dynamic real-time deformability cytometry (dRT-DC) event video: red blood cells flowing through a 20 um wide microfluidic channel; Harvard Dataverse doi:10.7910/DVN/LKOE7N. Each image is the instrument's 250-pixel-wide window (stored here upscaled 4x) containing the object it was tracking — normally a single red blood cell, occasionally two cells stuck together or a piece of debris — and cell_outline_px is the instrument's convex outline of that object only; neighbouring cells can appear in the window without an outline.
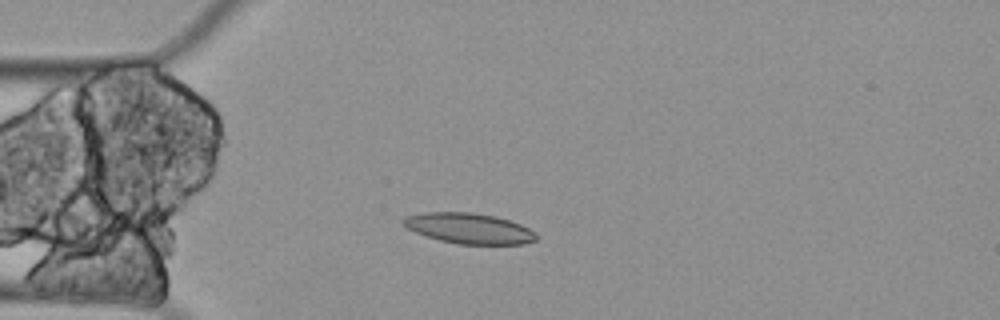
{"species": "Egyptian fruit bat (a non-hibernating species)", "species_latin": "Rousettus aegyptiacus", "temperature_condition": "cold", "stored_images_in_passage": 7, "camera_frame_rate_fps": 3000, "um_per_image_px": 0.085, "animal": {"sex": "female"}, "frame": {"image": 1, "passage_image": 3, "time_ms": 0.667, "image_size_px": [1000, 320], "cell_outline_px": [[536, 240], [524, 244], [456, 244], [440, 240], [416, 232], [408, 228], [400, 220], [404, 216], [424, 212], [472, 212], [496, 216], [520, 224], [536, 232]], "centroid_in_image_um": [39.86, 19.4], "position_along_channel_um": 45.1, "area_um2": 23.64}}
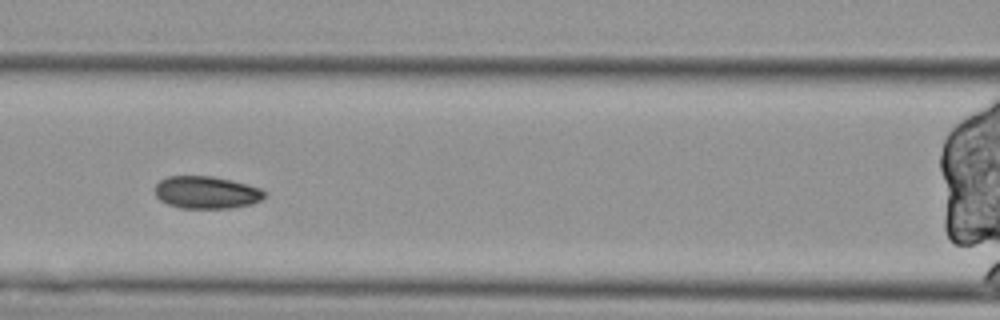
{"frame": {"image": 2, "passage_image": 6, "time_ms": 1.667, "image_size_px": [1000, 320], "cell_outline_px": [[268, 196], [252, 204], [228, 208], [180, 208], [168, 204], [160, 200], [156, 196], [156, 184], [160, 180], [168, 176], [212, 176], [232, 180], [248, 184], [260, 188]], "centroid_in_image_um": [17.56, 16.35], "position_along_channel_um": 149.0, "area_um2": 20.75}}
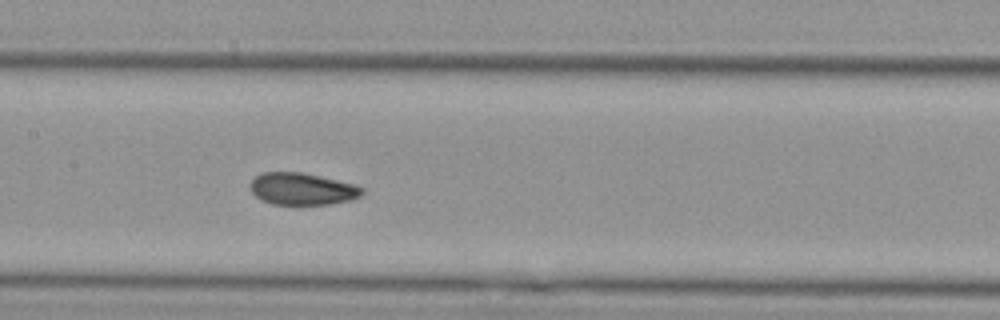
{"frame": {"image": 3, "passage_image": 7, "time_ms": 2.0, "image_size_px": [1000, 320], "cell_outline_px": [[364, 192], [360, 196], [352, 200], [328, 204], [272, 204], [260, 200], [252, 192], [248, 184], [260, 172], [300, 172], [320, 176], [356, 184], [364, 188]], "centroid_in_image_um": [25.68, 16.05], "position_along_channel_um": 181.7, "area_um2": 21.04}}